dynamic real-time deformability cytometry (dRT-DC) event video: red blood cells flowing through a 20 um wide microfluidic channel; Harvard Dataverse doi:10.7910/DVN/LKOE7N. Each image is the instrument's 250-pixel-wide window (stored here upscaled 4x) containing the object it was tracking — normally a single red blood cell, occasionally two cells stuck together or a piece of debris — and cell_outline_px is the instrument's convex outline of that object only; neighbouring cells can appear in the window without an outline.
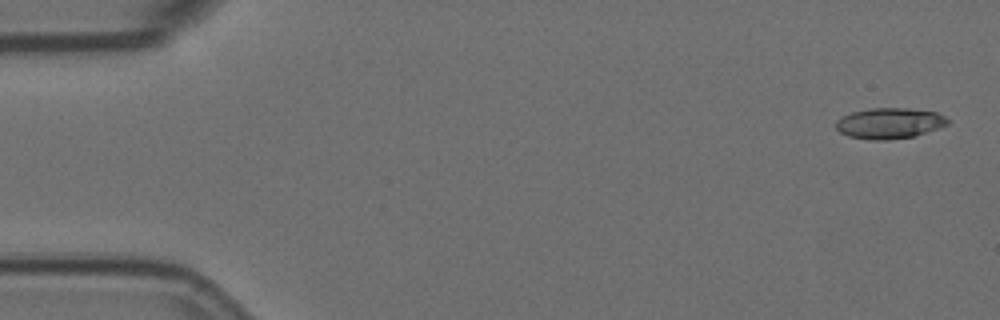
{"species": "Egyptian fruit bat (a non-hibernating species)", "species_latin": "Rousettus aegyptiacus", "temperature_condition": "room temperature", "stored_images_in_passage": 4, "camera_frame_rate_fps": 3000, "um_per_image_px": 0.085, "animal": {"sex": "female"}, "frame": {"image": 1, "passage_image": 1, "time_ms": 0.0, "image_size_px": [1000, 320], "cell_outline_px": [[948, 124], [940, 128], [912, 136], [888, 140], [872, 140], [848, 136], [840, 132], [836, 128], [836, 120], [852, 112], [872, 108], [908, 108], [936, 112], [944, 116], [948, 120]], "centroid_in_image_um": [75.6, 10.47], "position_along_channel_um": 9.4, "area_um2": 19.88}}
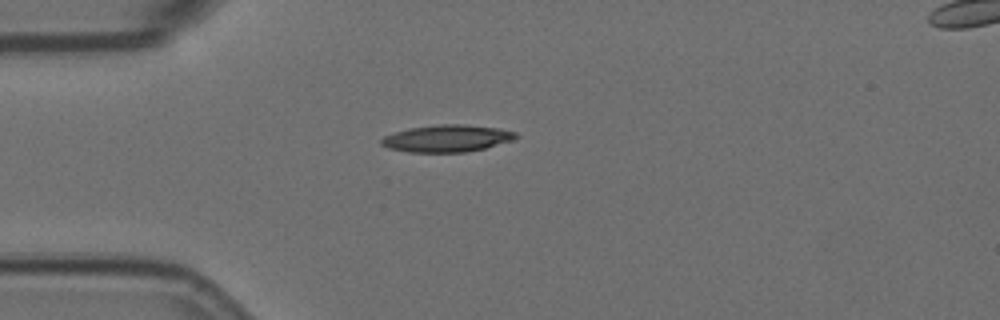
{"frame": {"image": 2, "passage_image": 4, "time_ms": 1.0, "image_size_px": [1000, 320], "cell_outline_px": [[520, 136], [512, 140], [484, 148], [464, 152], [408, 152], [388, 148], [380, 144], [380, 140], [384, 136], [396, 132], [412, 128], [440, 124], [464, 124], [500, 128], [516, 132]], "centroid_in_image_um": [38.01, 11.76], "position_along_channel_um": 47.0, "area_um2": 21.1}}